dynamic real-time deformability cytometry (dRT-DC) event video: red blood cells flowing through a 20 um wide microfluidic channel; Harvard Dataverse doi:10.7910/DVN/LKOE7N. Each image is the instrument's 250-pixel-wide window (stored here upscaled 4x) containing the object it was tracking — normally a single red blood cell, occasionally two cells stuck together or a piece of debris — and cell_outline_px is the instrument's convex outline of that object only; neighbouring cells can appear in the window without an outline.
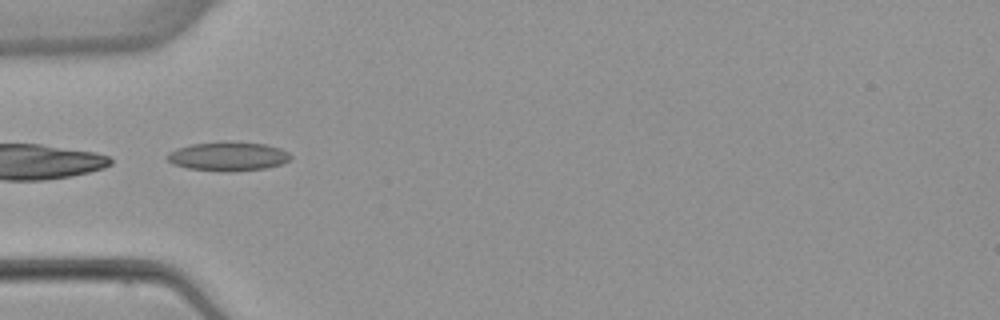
{"species": "common noctule bat (a hibernating species)", "species_latin": "Nyctalus noctula", "temperature_condition": "warm", "stored_images_in_passage": 8, "camera_frame_rate_fps": 3000, "um_per_image_px": 0.085, "animal": {"sex": "female", "body_mass_g": 22.7, "forearm_length_mm": 54.2}, "frame": {"image": 1, "passage_image": 5, "time_ms": 5.0, "image_size_px": [1000, 320], "cell_outline_px": [[292, 156], [284, 164], [264, 168], [232, 172], [228, 172], [188, 168], [172, 164], [164, 156], [168, 152], [176, 148], [192, 144], [264, 144], [280, 148], [288, 152]], "centroid_in_image_um": [19.37, 13.34], "position_along_channel_um": 65.6, "area_um2": 20.17}}
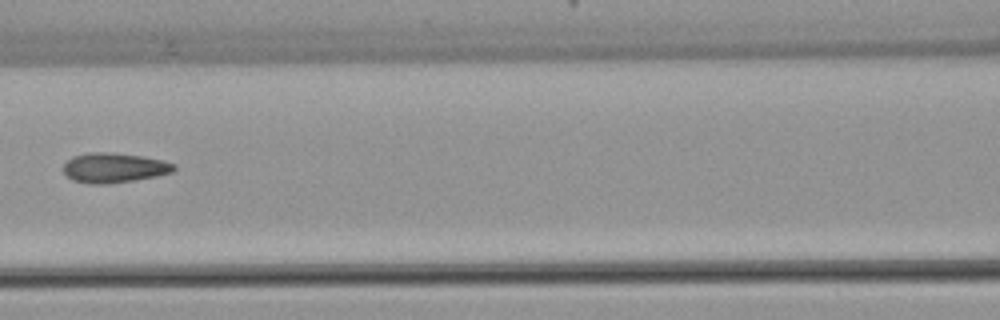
{"frame": {"image": 2, "passage_image": 7, "time_ms": 7.333, "image_size_px": [1000, 320], "cell_outline_px": [[176, 168], [172, 172], [156, 176], [136, 180], [108, 184], [92, 184], [72, 180], [64, 172], [64, 164], [72, 156], [88, 152], [112, 152], [140, 156], [164, 160], [176, 164]], "centroid_in_image_um": [9.71, 14.26], "position_along_channel_um": 156.9, "area_um2": 19.31}}
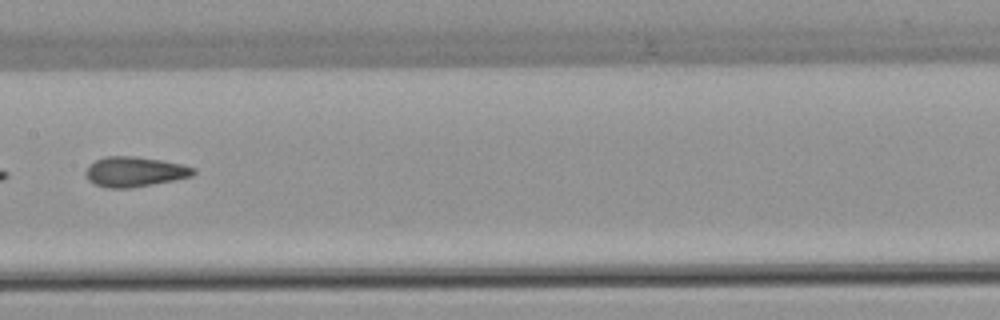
{"frame": {"image": 3, "passage_image": 8, "time_ms": 8.333, "image_size_px": [1000, 320], "cell_outline_px": [[196, 172], [192, 176], [152, 184], [128, 188], [108, 188], [96, 184], [88, 180], [84, 172], [88, 164], [104, 156], [136, 156], [160, 160], [180, 164], [196, 168]], "centroid_in_image_um": [11.41, 14.59], "position_along_channel_um": 196.0, "area_um2": 18.79}}